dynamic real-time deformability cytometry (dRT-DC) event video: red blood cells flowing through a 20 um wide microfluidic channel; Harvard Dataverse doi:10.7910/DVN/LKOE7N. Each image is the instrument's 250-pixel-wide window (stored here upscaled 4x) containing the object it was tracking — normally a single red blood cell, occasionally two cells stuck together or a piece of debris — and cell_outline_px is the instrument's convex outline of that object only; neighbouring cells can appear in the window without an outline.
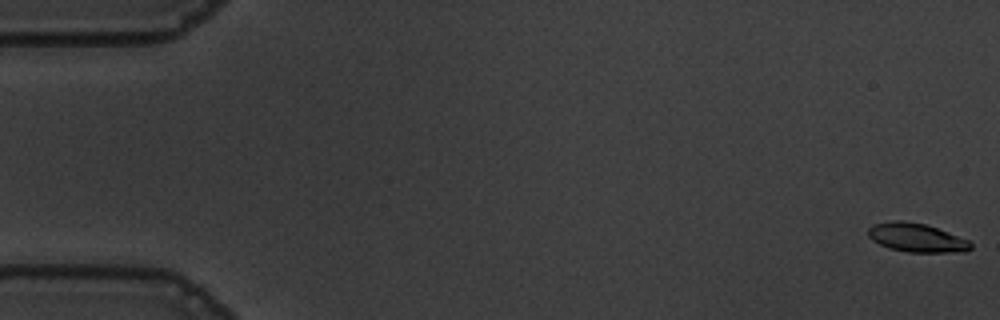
{"species": "common noctule bat (a hibernating species)", "species_latin": "Nyctalus noctula", "temperature_condition": "warm", "stored_images_in_passage": 56, "camera_frame_rate_fps": 3000, "um_per_image_px": 0.085, "animal": {"sex": "male", "body_mass_g": 19.5, "forearm_length_mm": 54.6}, "frame": {"image": 1, "passage_image": 1, "time_ms": 0.0, "image_size_px": [1000, 320], "cell_outline_px": [[972, 248], [964, 252], [908, 252], [888, 248], [872, 240], [868, 236], [868, 228], [872, 224], [892, 220], [900, 220], [924, 224], [936, 228], [968, 240], [972, 244]], "centroid_in_image_um": [77.87, 20.2], "position_along_channel_um": 7.1, "area_um2": 17.11}}
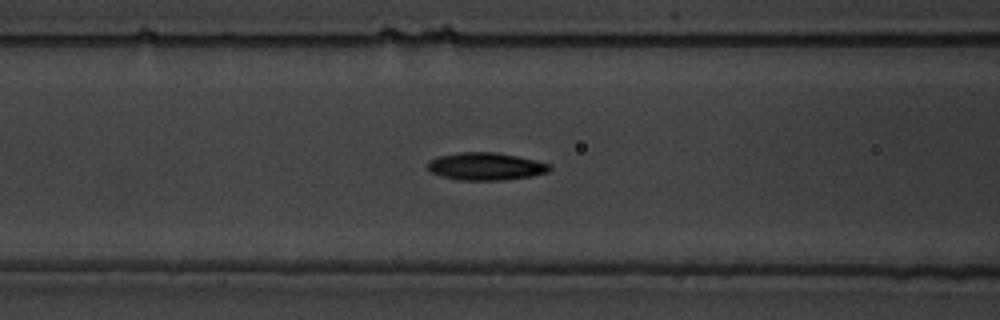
{"frame": {"image": 2, "passage_image": 23, "time_ms": 7.333, "image_size_px": [1000, 320], "cell_outline_px": [[552, 168], [548, 172], [532, 176], [504, 180], [460, 180], [440, 176], [432, 172], [428, 168], [428, 160], [440, 156], [460, 152], [496, 152], [516, 156], [552, 164]], "centroid_in_image_um": [41.31, 14.14], "position_along_channel_um": 125.3, "area_um2": 19.59}}
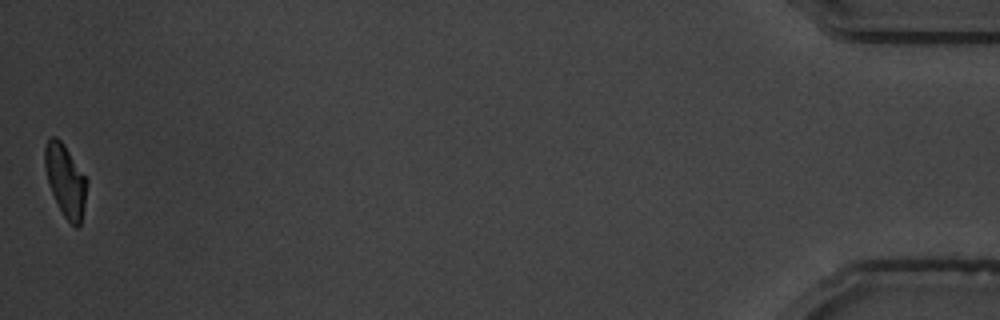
{"frame": {"image": 3, "passage_image": 56, "time_ms": 18.333, "image_size_px": [1000, 320], "cell_outline_px": [[88, 184], [80, 224], [76, 228], [64, 216], [52, 192], [48, 180], [44, 164], [44, 148], [48, 140], [52, 136], [56, 136], [64, 144], [88, 180]], "centroid_in_image_um": [5.57, 15.3], "position_along_channel_um": 429.6, "area_um2": 17.34}, "authors_computed_cell_mechanics": {"area_um2": 18.9006, "velocity_mm_per_s": 3.6296, "shape_relaxation_time_tau1_ms": 4.105, "shape_relaxation_time_tau2_ms": 2.7585, "deformation_change_tau1": 0.1714, "deformation_change_tau2": 0.0791}}